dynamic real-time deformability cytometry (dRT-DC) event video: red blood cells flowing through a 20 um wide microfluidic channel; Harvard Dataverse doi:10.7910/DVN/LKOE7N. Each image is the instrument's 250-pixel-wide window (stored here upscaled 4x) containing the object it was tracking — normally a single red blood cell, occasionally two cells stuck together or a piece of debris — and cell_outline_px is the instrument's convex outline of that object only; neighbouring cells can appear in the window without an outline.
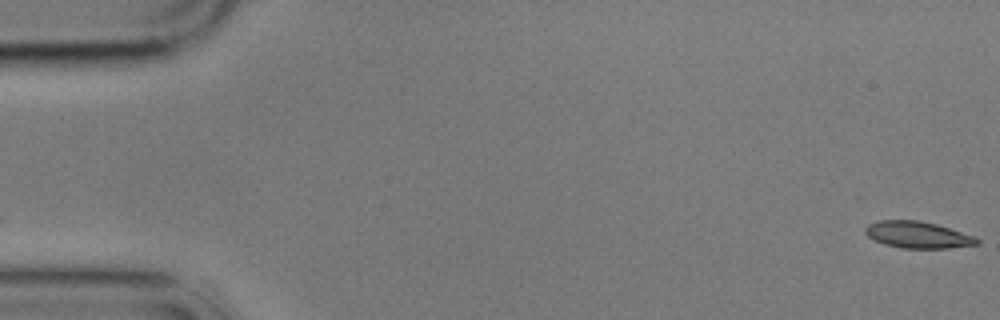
{"species": "common noctule bat (a hibernating species)", "species_latin": "Nyctalus noctula", "temperature_condition": "cold", "stored_images_in_passage": 3, "camera_frame_rate_fps": 3000, "um_per_image_px": 0.085, "animal": {"sex": "male", "body_mass_g": 17.9}, "frame": {"image": 1, "passage_image": 1, "time_ms": 0.0, "image_size_px": [1000, 320], "cell_outline_px": [[980, 244], [948, 248], [900, 248], [884, 244], [868, 236], [864, 232], [864, 228], [868, 224], [880, 220], [920, 220], [936, 224], [976, 236], [980, 240]], "centroid_in_image_um": [78.03, 19.95], "position_along_channel_um": 7.0, "area_um2": 17.46}}